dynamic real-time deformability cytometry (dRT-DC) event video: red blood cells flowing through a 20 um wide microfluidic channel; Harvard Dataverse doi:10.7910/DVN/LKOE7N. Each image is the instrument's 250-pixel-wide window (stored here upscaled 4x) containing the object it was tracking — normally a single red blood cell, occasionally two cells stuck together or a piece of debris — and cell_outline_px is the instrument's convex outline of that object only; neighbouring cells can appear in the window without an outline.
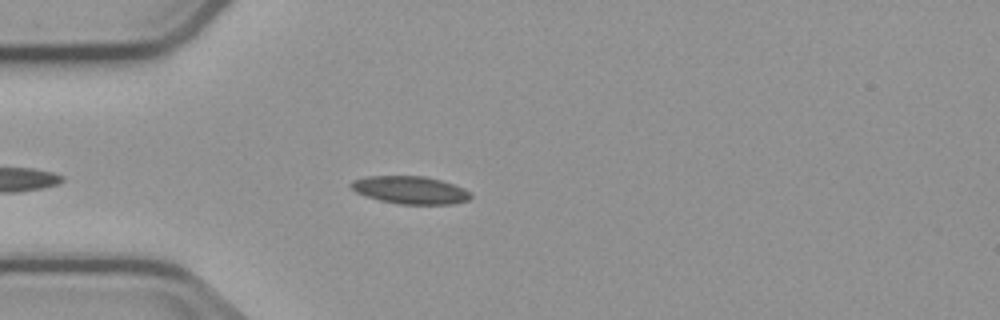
{"species": "common noctule bat (a hibernating species)", "species_latin": "Nyctalus noctula", "temperature_condition": "cold", "stored_images_in_passage": 5, "camera_frame_rate_fps": 3000, "um_per_image_px": 0.085, "animal": {"sex": "male", "body_mass_g": 23.1, "forearm_length_mm": 52.7}, "frame": {"image": 1, "passage_image": 5, "time_ms": 4.667, "image_size_px": [1000, 320], "cell_outline_px": [[472, 196], [468, 200], [452, 204], [400, 204], [380, 200], [356, 192], [348, 184], [352, 180], [364, 176], [424, 176], [440, 180], [464, 188], [472, 192]], "centroid_in_image_um": [34.87, 16.14], "position_along_channel_um": 50.1, "area_um2": 19.31}}